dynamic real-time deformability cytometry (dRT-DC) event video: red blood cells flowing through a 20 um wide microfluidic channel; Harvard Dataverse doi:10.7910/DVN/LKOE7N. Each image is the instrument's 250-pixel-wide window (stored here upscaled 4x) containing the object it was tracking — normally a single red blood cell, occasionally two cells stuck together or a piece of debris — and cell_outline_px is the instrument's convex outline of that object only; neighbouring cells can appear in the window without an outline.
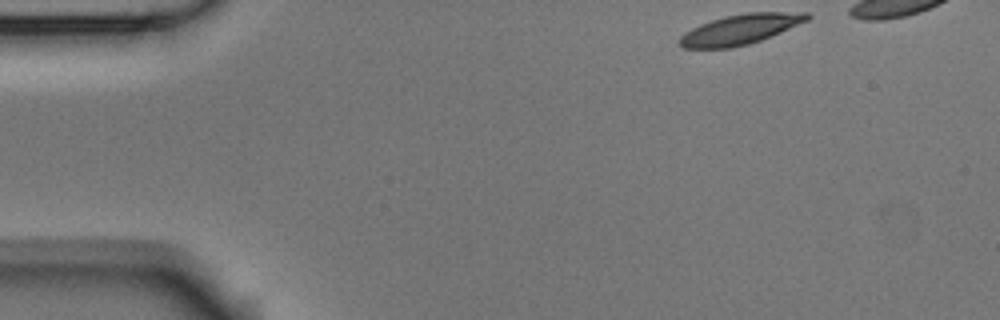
{"species": "Egyptian fruit bat (a non-hibernating species)", "species_latin": "Rousettus aegyptiacus", "temperature_condition": "room temperature", "stored_images_in_passage": 3, "camera_frame_rate_fps": 3000, "um_per_image_px": 0.085, "animal": {"sex": "male"}, "frame": {"image": 1, "passage_image": 1, "time_ms": 0.0, "image_size_px": [1000, 320], "cell_outline_px": [[812, 16], [808, 20], [780, 32], [760, 40], [748, 44], [732, 48], [684, 48], [676, 40], [684, 32], [700, 24], [724, 16], [748, 12], [808, 12]], "centroid_in_image_um": [62.9, 2.49], "position_along_channel_um": 22.1, "area_um2": 22.31}}